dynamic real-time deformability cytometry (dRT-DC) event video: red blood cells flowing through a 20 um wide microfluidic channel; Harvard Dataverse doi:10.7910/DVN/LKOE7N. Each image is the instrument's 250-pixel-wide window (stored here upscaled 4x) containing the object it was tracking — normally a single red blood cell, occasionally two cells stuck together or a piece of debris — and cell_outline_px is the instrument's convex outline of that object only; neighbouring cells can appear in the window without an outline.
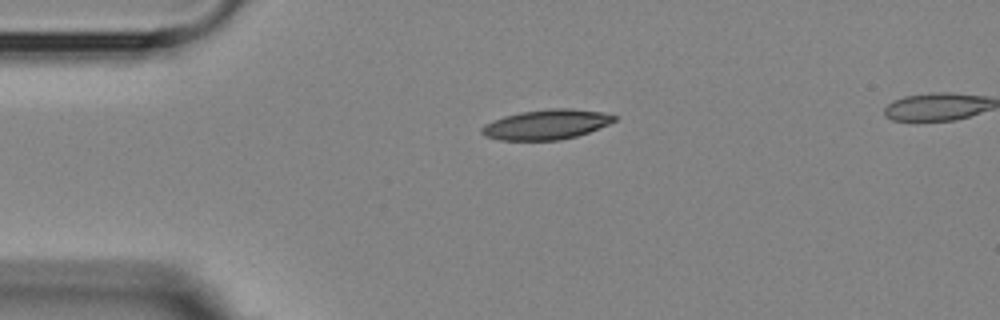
{"species": "Egyptian fruit bat (a non-hibernating species)", "species_latin": "Rousettus aegyptiacus", "temperature_condition": "room temperature", "stored_images_in_passage": 3, "segment_of_instrument_passage": [1, 2], "camera_frame_rate_fps": 3000, "um_per_image_px": 0.085, "animal": {"sex": "female"}, "frame": {"image": 1, "passage_image": 1, "time_ms": 0.0, "image_size_px": [1000, 320], "cell_outline_px": [[616, 120], [608, 124], [588, 132], [576, 136], [560, 140], [500, 140], [484, 136], [480, 132], [480, 128], [484, 124], [492, 120], [504, 116], [520, 112], [548, 108], [572, 108], [604, 112], [616, 116]], "centroid_in_image_um": [46.41, 10.57], "position_along_channel_um": 38.6, "area_um2": 23.24}}